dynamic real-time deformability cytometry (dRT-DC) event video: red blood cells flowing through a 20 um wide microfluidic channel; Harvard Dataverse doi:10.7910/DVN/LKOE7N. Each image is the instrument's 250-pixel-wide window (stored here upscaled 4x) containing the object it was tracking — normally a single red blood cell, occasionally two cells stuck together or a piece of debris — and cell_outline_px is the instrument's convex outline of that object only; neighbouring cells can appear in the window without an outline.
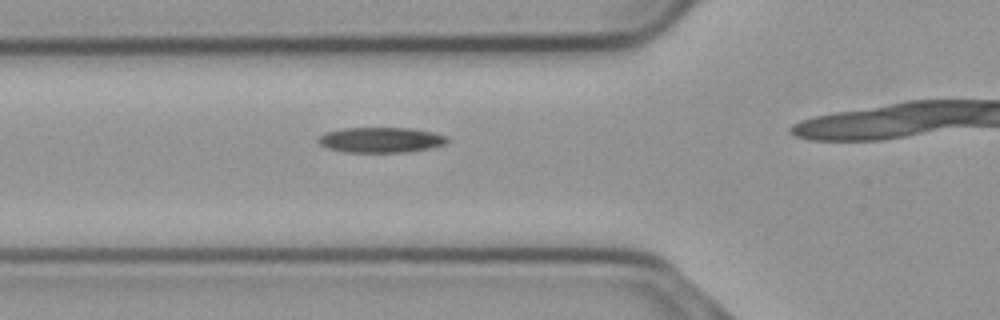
{"species": "common noctule bat (a hibernating species)", "species_latin": "Nyctalus noctula", "temperature_condition": "cold", "stored_images_in_passage": 11, "camera_frame_rate_fps": 3000, "um_per_image_px": 0.085, "animal": {"sex": "male", "body_mass_g": 23.1, "forearm_length_mm": 52.7}, "frame": {"image": 1, "passage_image": 7, "time_ms": 2.0, "image_size_px": [1000, 320], "cell_outline_px": [[448, 140], [444, 144], [428, 148], [408, 152], [344, 152], [328, 148], [320, 144], [316, 140], [324, 132], [344, 128], [408, 128], [432, 132], [448, 136]], "centroid_in_image_um": [32.34, 11.89], "position_along_channel_um": 93.5, "area_um2": 18.96}}
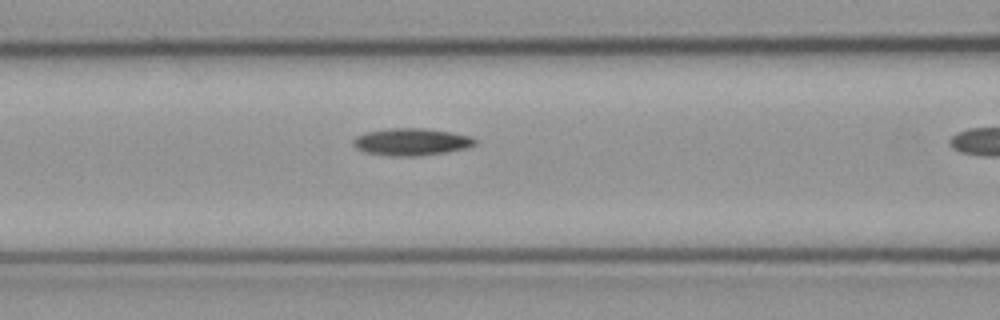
{"frame": {"image": 2, "passage_image": 10, "time_ms": 3.0, "image_size_px": [1000, 320], "cell_outline_px": [[476, 144], [464, 148], [444, 152], [416, 156], [388, 156], [364, 152], [356, 148], [352, 144], [352, 140], [356, 136], [368, 132], [388, 128], [424, 128], [452, 132], [472, 136], [476, 140]], "centroid_in_image_um": [34.94, 12.05], "position_along_channel_um": 131.7, "area_um2": 19.31}}